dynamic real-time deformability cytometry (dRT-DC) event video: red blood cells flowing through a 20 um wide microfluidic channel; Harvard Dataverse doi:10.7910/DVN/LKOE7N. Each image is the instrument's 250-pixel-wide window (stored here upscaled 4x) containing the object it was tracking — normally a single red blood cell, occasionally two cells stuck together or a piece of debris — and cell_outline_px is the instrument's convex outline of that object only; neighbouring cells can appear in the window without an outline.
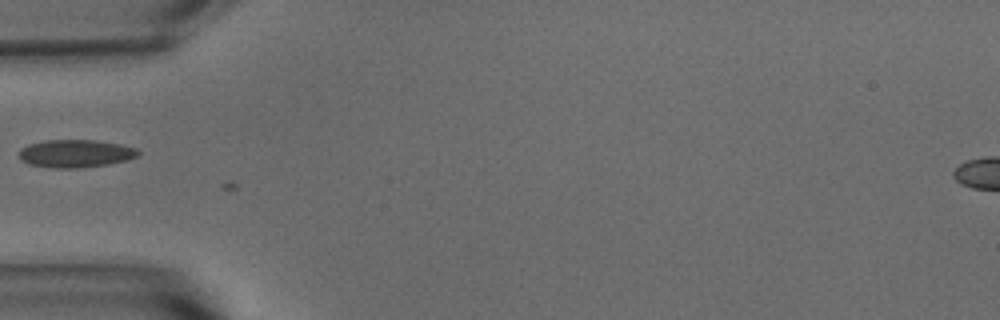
{"species": "common noctule bat (a hibernating species)", "species_latin": "Nyctalus noctula", "temperature_condition": "warm", "stored_images_in_passage": 6, "camera_frame_rate_fps": 3000, "um_per_image_px": 0.085, "animal": {"sex": "male", "body_mass_g": 15.6}, "frame": {"image": 1, "passage_image": 1, "time_ms": 0.0, "image_size_px": [1000, 320], "cell_outline_px": [[140, 152], [136, 156], [128, 160], [108, 164], [76, 168], [56, 168], [32, 164], [20, 160], [20, 148], [28, 144], [44, 140], [96, 140], [120, 144], [136, 148]], "centroid_in_image_um": [6.42, 13.04], "position_along_channel_um": 78.6, "area_um2": 19.19}}